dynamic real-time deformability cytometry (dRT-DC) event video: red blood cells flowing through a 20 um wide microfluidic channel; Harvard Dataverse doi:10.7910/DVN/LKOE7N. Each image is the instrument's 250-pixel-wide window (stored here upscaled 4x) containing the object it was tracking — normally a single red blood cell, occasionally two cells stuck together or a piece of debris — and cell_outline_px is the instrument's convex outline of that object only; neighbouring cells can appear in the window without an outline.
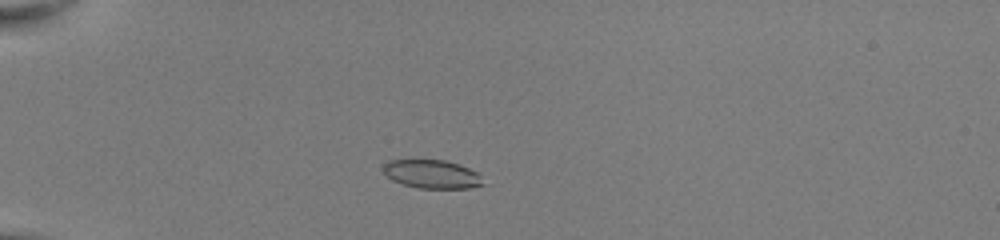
{"species": "common noctule bat (a hibernating species)", "species_latin": "Nyctalus noctula", "temperature_condition": "room temperature", "stored_images_in_passage": 44, "camera_frame_rate_fps": 3000, "um_per_image_px": 0.085, "animal": {"sex": "female", "body_mass_g": 22.0, "forearm_length_mm": 56.7}, "frame": {"image": 1, "passage_image": 8, "time_ms": 2.333, "image_size_px": [1000, 240], "cell_outline_px": [[488, 184], [468, 188], [420, 188], [404, 184], [392, 180], [384, 172], [384, 164], [388, 160], [444, 160], [460, 164], [476, 172]], "centroid_in_image_um": [36.76, 14.8], "position_along_channel_um": 48.2, "area_um2": 16.53}}
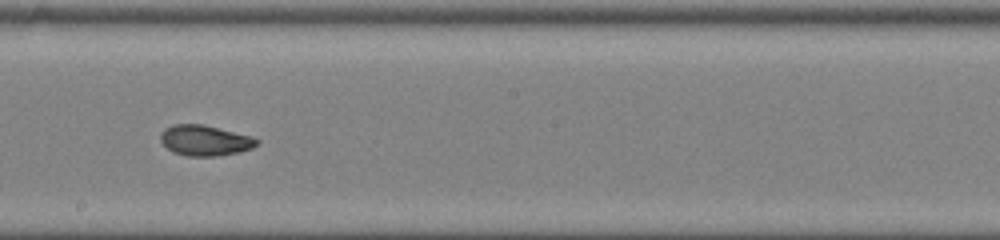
{"frame": {"image": 2, "passage_image": 24, "time_ms": 7.667, "image_size_px": [1000, 240], "cell_outline_px": [[260, 140], [252, 148], [240, 152], [216, 156], [188, 156], [172, 152], [160, 140], [160, 132], [164, 128], [172, 124], [200, 124], [252, 136]], "centroid_in_image_um": [17.39, 11.94], "position_along_channel_um": 230.8, "area_um2": 17.11}}
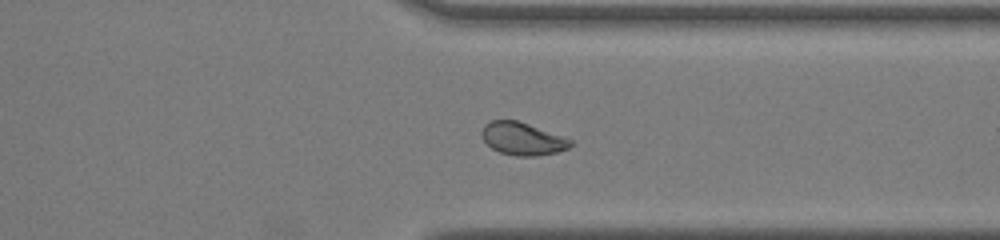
{"frame": {"image": 3, "passage_image": 34, "time_ms": 11.0, "image_size_px": [1000, 240], "cell_outline_px": [[572, 144], [568, 148], [556, 152], [536, 156], [516, 156], [500, 152], [492, 148], [484, 140], [480, 132], [484, 124], [492, 120], [516, 120], [528, 124], [572, 140]], "centroid_in_image_um": [44.37, 11.79], "position_along_channel_um": 367.0, "area_um2": 16.65}, "authors_computed_cell_mechanics": {"area_um2": 17.2533, "velocity_mm_per_s": 4.0647, "shape_relaxation_time_tau1_ms": 6.926, "shape_relaxation_time_tau2_ms": 0.9595, "deformation_change_tau1": 0.1743, "deformation_change_tau2": 0.0413}}